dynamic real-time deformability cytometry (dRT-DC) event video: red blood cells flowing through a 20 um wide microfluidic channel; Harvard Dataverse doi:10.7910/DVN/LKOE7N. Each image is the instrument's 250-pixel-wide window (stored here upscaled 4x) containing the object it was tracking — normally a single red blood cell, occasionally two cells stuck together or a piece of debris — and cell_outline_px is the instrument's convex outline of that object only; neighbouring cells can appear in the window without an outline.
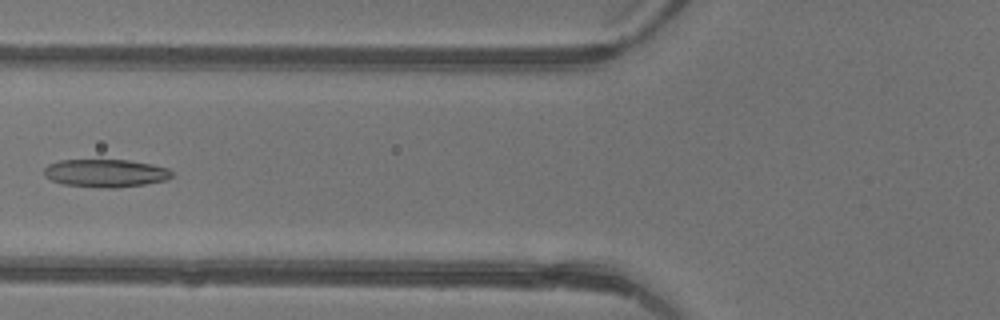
{"species": "common noctule bat (a hibernating species)", "species_latin": "Nyctalus noctula", "temperature_condition": "warm", "stored_images_in_passage": 6, "camera_frame_rate_fps": 3000, "um_per_image_px": 0.085, "animal": {"sex": "female"}, "frame": {"image": 1, "passage_image": 6, "time_ms": 1.667, "image_size_px": [1000, 320], "cell_outline_px": [[172, 176], [164, 180], [144, 184], [116, 188], [100, 188], [64, 184], [52, 180], [44, 176], [44, 168], [48, 164], [60, 160], [128, 160], [152, 164], [168, 168], [172, 172]], "centroid_in_image_um": [8.95, 14.71], "position_along_channel_um": 116.8, "area_um2": 20.75}}